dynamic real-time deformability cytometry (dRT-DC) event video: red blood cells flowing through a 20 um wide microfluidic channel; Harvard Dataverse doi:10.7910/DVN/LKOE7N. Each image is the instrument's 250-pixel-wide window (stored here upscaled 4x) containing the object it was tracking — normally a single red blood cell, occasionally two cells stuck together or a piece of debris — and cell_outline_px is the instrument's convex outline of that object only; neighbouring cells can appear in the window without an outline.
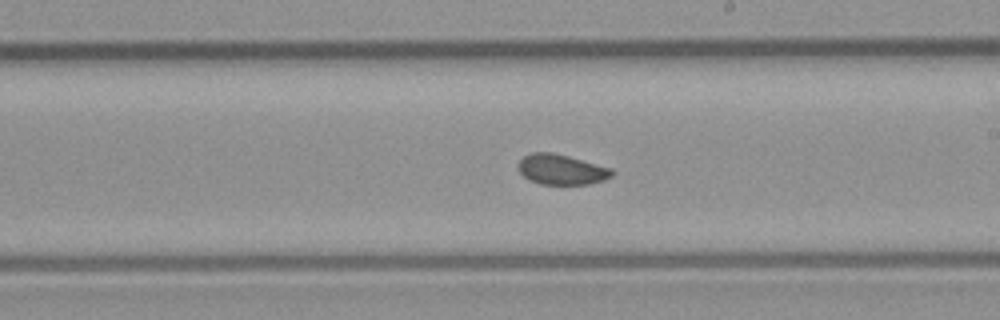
{"species": "common noctule bat (a hibernating species)", "species_latin": "Nyctalus noctula", "temperature_condition": "room temperature", "stored_images_in_passage": 49, "camera_frame_rate_fps": 3000, "um_per_image_px": 0.085, "animal": {"sex": "male", "body_mass_g": 23.1, "forearm_length_mm": 52.7}, "frame": {"image": 1, "passage_image": 28, "time_ms": 9.0, "image_size_px": [1000, 320], "cell_outline_px": [[616, 172], [612, 176], [604, 180], [588, 184], [540, 184], [528, 180], [516, 168], [516, 164], [524, 156], [532, 152], [552, 152], [568, 156], [612, 168]], "centroid_in_image_um": [47.71, 14.41], "position_along_channel_um": 241.3, "area_um2": 16.7}, "authors_computed_cell_mechanics": {"area_um2": 17.2822, "velocity_mm_per_s": 4.3371, "shape_relaxation_time_tau1_ms": 4.3185, "shape_relaxation_time_tau2_ms": 0.9692, "deformation_change_tau1": 0.06, "deformation_change_tau2": 0.0455}}